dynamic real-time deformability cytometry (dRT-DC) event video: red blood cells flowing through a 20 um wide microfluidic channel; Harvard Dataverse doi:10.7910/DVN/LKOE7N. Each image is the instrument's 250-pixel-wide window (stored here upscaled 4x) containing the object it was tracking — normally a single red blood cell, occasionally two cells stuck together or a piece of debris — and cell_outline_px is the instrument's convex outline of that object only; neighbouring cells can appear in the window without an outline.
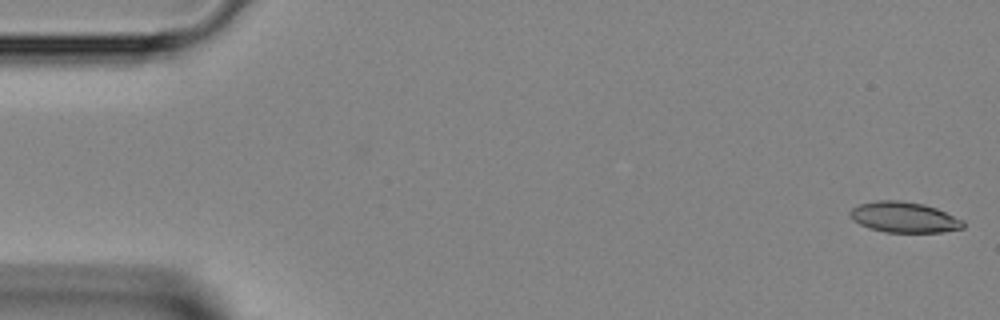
{"species": "Egyptian fruit bat (a non-hibernating species)", "species_latin": "Rousettus aegyptiacus", "temperature_condition": "room temperature", "stored_images_in_passage": 45, "camera_frame_rate_fps": 3000, "um_per_image_px": 0.085, "animal": {"sex": "female"}, "frame": {"image": 1, "passage_image": 1, "time_ms": 0.0, "image_size_px": [1000, 320], "cell_outline_px": [[964, 228], [944, 232], [884, 232], [868, 228], [852, 220], [848, 216], [848, 212], [852, 208], [860, 204], [876, 200], [900, 200], [924, 204], [936, 208], [964, 220]], "centroid_in_image_um": [76.83, 18.46], "position_along_channel_um": 8.2, "area_um2": 20.4}}
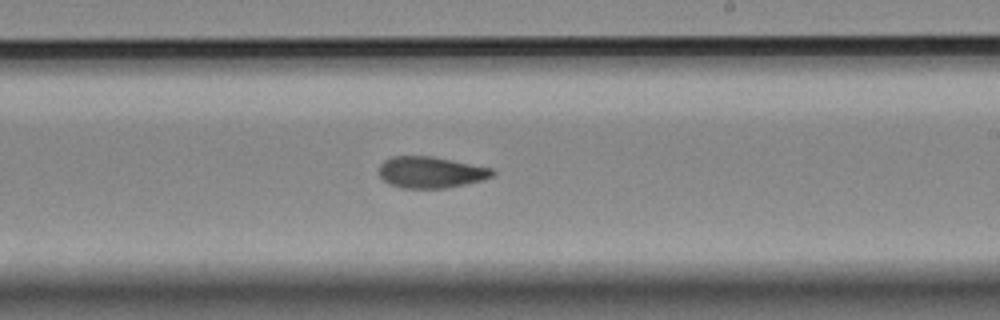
{"frame": {"image": 2, "passage_image": 26, "time_ms": 8.333, "image_size_px": [1000, 320], "cell_outline_px": [[496, 172], [492, 176], [480, 180], [464, 184], [444, 188], [400, 188], [388, 184], [380, 176], [380, 164], [384, 160], [392, 156], [432, 156], [492, 168]], "centroid_in_image_um": [36.58, 14.64], "position_along_channel_um": 252.4, "area_um2": 20.63}}
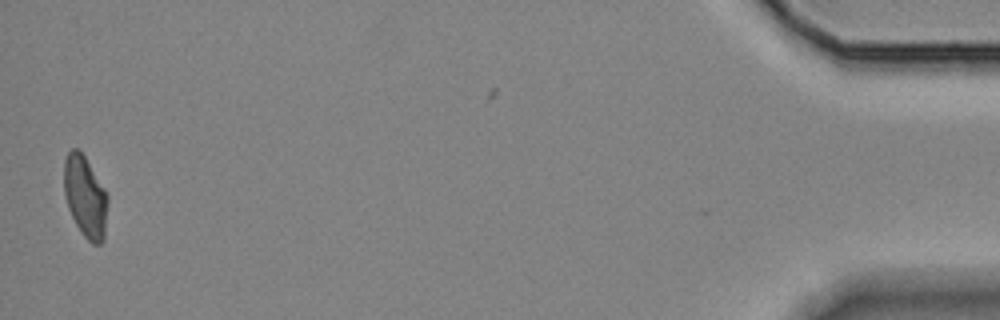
{"frame": {"image": 3, "passage_image": 44, "time_ms": 14.333, "image_size_px": [1000, 320], "cell_outline_px": [[108, 200], [104, 240], [100, 244], [92, 244], [80, 232], [68, 208], [64, 192], [64, 160], [68, 152], [72, 148], [80, 148], [104, 188], [108, 196]], "centroid_in_image_um": [7.24, 16.71], "position_along_channel_um": 428.0, "area_um2": 20.87}}